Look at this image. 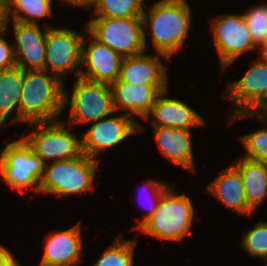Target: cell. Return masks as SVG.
Instances as JSON below:
<instances>
[{"mask_svg":"<svg viewBox=\"0 0 267 266\" xmlns=\"http://www.w3.org/2000/svg\"><path fill=\"white\" fill-rule=\"evenodd\" d=\"M144 0H96L90 7L96 17L129 18L142 17ZM145 3V4H144Z\"/></svg>","mask_w":267,"mask_h":266,"instance_id":"cb8c5ba5","label":"cell"},{"mask_svg":"<svg viewBox=\"0 0 267 266\" xmlns=\"http://www.w3.org/2000/svg\"><path fill=\"white\" fill-rule=\"evenodd\" d=\"M231 164L240 172L247 203L255 212L267 197V164L245 157Z\"/></svg>","mask_w":267,"mask_h":266,"instance_id":"44dd1931","label":"cell"},{"mask_svg":"<svg viewBox=\"0 0 267 266\" xmlns=\"http://www.w3.org/2000/svg\"><path fill=\"white\" fill-rule=\"evenodd\" d=\"M85 34L67 27H49L46 37L45 70L62 81L73 71L75 76L79 77Z\"/></svg>","mask_w":267,"mask_h":266,"instance_id":"9c48e42d","label":"cell"},{"mask_svg":"<svg viewBox=\"0 0 267 266\" xmlns=\"http://www.w3.org/2000/svg\"><path fill=\"white\" fill-rule=\"evenodd\" d=\"M155 141L162 155L182 168L197 172L191 130L153 126Z\"/></svg>","mask_w":267,"mask_h":266,"instance_id":"d6986e66","label":"cell"},{"mask_svg":"<svg viewBox=\"0 0 267 266\" xmlns=\"http://www.w3.org/2000/svg\"><path fill=\"white\" fill-rule=\"evenodd\" d=\"M222 72L242 54L256 50L243 14H223L210 21Z\"/></svg>","mask_w":267,"mask_h":266,"instance_id":"30bf717a","label":"cell"},{"mask_svg":"<svg viewBox=\"0 0 267 266\" xmlns=\"http://www.w3.org/2000/svg\"><path fill=\"white\" fill-rule=\"evenodd\" d=\"M96 0H60L61 5H73L74 7H81L85 9H90Z\"/></svg>","mask_w":267,"mask_h":266,"instance_id":"836d02e7","label":"cell"},{"mask_svg":"<svg viewBox=\"0 0 267 266\" xmlns=\"http://www.w3.org/2000/svg\"><path fill=\"white\" fill-rule=\"evenodd\" d=\"M57 121L34 122L28 124L35 128L30 131L31 133L22 132V138L45 164L50 160L56 162L83 155L82 139L70 132L73 131V127L70 125L69 128L65 127L64 122Z\"/></svg>","mask_w":267,"mask_h":266,"instance_id":"52a82bcc","label":"cell"},{"mask_svg":"<svg viewBox=\"0 0 267 266\" xmlns=\"http://www.w3.org/2000/svg\"><path fill=\"white\" fill-rule=\"evenodd\" d=\"M232 116L228 117V124H232L233 122L235 123V121L244 119V118H251V116L253 117H257L258 119L261 120V122L265 123V128H267V101H264L262 103H259L258 105H256L250 112H239V113H235V114H231Z\"/></svg>","mask_w":267,"mask_h":266,"instance_id":"4dcf8cb0","label":"cell"},{"mask_svg":"<svg viewBox=\"0 0 267 266\" xmlns=\"http://www.w3.org/2000/svg\"><path fill=\"white\" fill-rule=\"evenodd\" d=\"M10 20L39 24L42 18H52V0H7Z\"/></svg>","mask_w":267,"mask_h":266,"instance_id":"603a6c76","label":"cell"},{"mask_svg":"<svg viewBox=\"0 0 267 266\" xmlns=\"http://www.w3.org/2000/svg\"><path fill=\"white\" fill-rule=\"evenodd\" d=\"M115 112L123 111L128 116L145 118L160 91L168 85H131L119 78L111 85Z\"/></svg>","mask_w":267,"mask_h":266,"instance_id":"e0dca14e","label":"cell"},{"mask_svg":"<svg viewBox=\"0 0 267 266\" xmlns=\"http://www.w3.org/2000/svg\"><path fill=\"white\" fill-rule=\"evenodd\" d=\"M259 57L244 76L226 86L223 99L234 103V114L250 112L259 103L267 101V56Z\"/></svg>","mask_w":267,"mask_h":266,"instance_id":"4fadbf2b","label":"cell"},{"mask_svg":"<svg viewBox=\"0 0 267 266\" xmlns=\"http://www.w3.org/2000/svg\"><path fill=\"white\" fill-rule=\"evenodd\" d=\"M143 11L144 44L147 49L145 28L150 29L151 44L158 54L171 59L180 50L192 26V10L188 1L159 0Z\"/></svg>","mask_w":267,"mask_h":266,"instance_id":"6da1fadb","label":"cell"},{"mask_svg":"<svg viewBox=\"0 0 267 266\" xmlns=\"http://www.w3.org/2000/svg\"><path fill=\"white\" fill-rule=\"evenodd\" d=\"M82 224L50 233L46 237L44 253L38 266H79L82 260Z\"/></svg>","mask_w":267,"mask_h":266,"instance_id":"2e32d148","label":"cell"},{"mask_svg":"<svg viewBox=\"0 0 267 266\" xmlns=\"http://www.w3.org/2000/svg\"><path fill=\"white\" fill-rule=\"evenodd\" d=\"M7 30L0 32V71L16 66L13 43L9 44L3 36Z\"/></svg>","mask_w":267,"mask_h":266,"instance_id":"f546056e","label":"cell"},{"mask_svg":"<svg viewBox=\"0 0 267 266\" xmlns=\"http://www.w3.org/2000/svg\"><path fill=\"white\" fill-rule=\"evenodd\" d=\"M26 24L12 21L16 66L23 70H45L46 37L50 24Z\"/></svg>","mask_w":267,"mask_h":266,"instance_id":"5bb4252c","label":"cell"},{"mask_svg":"<svg viewBox=\"0 0 267 266\" xmlns=\"http://www.w3.org/2000/svg\"><path fill=\"white\" fill-rule=\"evenodd\" d=\"M250 36L258 47L264 40L267 32V2L255 5L243 13Z\"/></svg>","mask_w":267,"mask_h":266,"instance_id":"83f0119b","label":"cell"},{"mask_svg":"<svg viewBox=\"0 0 267 266\" xmlns=\"http://www.w3.org/2000/svg\"><path fill=\"white\" fill-rule=\"evenodd\" d=\"M88 32L100 43L109 46L122 57L146 51L142 17H93L87 22Z\"/></svg>","mask_w":267,"mask_h":266,"instance_id":"ba28073f","label":"cell"},{"mask_svg":"<svg viewBox=\"0 0 267 266\" xmlns=\"http://www.w3.org/2000/svg\"><path fill=\"white\" fill-rule=\"evenodd\" d=\"M45 165L22 137L6 144L0 154V175L12 191L32 188L39 193Z\"/></svg>","mask_w":267,"mask_h":266,"instance_id":"8992f818","label":"cell"},{"mask_svg":"<svg viewBox=\"0 0 267 266\" xmlns=\"http://www.w3.org/2000/svg\"><path fill=\"white\" fill-rule=\"evenodd\" d=\"M239 139L246 151L243 157L267 164V128L240 135Z\"/></svg>","mask_w":267,"mask_h":266,"instance_id":"4316f807","label":"cell"},{"mask_svg":"<svg viewBox=\"0 0 267 266\" xmlns=\"http://www.w3.org/2000/svg\"><path fill=\"white\" fill-rule=\"evenodd\" d=\"M23 75L24 70L18 66L0 71L1 127L2 125L4 126V124L9 120V123L11 124L19 122V104L22 91ZM13 113L14 116L12 115Z\"/></svg>","mask_w":267,"mask_h":266,"instance_id":"7402d4cb","label":"cell"},{"mask_svg":"<svg viewBox=\"0 0 267 266\" xmlns=\"http://www.w3.org/2000/svg\"><path fill=\"white\" fill-rule=\"evenodd\" d=\"M194 205L186 194H177L171 187L163 194L155 213L137 230L160 240L180 241L191 234Z\"/></svg>","mask_w":267,"mask_h":266,"instance_id":"3957f363","label":"cell"},{"mask_svg":"<svg viewBox=\"0 0 267 266\" xmlns=\"http://www.w3.org/2000/svg\"><path fill=\"white\" fill-rule=\"evenodd\" d=\"M168 91L169 89L167 88L159 92L144 120L149 121L152 117V126L186 130L207 125L206 120L185 102L176 98H169Z\"/></svg>","mask_w":267,"mask_h":266,"instance_id":"9a60e30c","label":"cell"},{"mask_svg":"<svg viewBox=\"0 0 267 266\" xmlns=\"http://www.w3.org/2000/svg\"><path fill=\"white\" fill-rule=\"evenodd\" d=\"M123 239L121 234L116 237L110 248L107 246L105 252L92 266H135L134 250L138 240Z\"/></svg>","mask_w":267,"mask_h":266,"instance_id":"d4e9b609","label":"cell"},{"mask_svg":"<svg viewBox=\"0 0 267 266\" xmlns=\"http://www.w3.org/2000/svg\"><path fill=\"white\" fill-rule=\"evenodd\" d=\"M75 78L71 94L64 88V109L69 105L66 125L75 129L81 124L96 122L116 113L109 84Z\"/></svg>","mask_w":267,"mask_h":266,"instance_id":"5b68a950","label":"cell"},{"mask_svg":"<svg viewBox=\"0 0 267 266\" xmlns=\"http://www.w3.org/2000/svg\"><path fill=\"white\" fill-rule=\"evenodd\" d=\"M47 70H24L19 122H51L64 110V81Z\"/></svg>","mask_w":267,"mask_h":266,"instance_id":"7a4b0ae2","label":"cell"},{"mask_svg":"<svg viewBox=\"0 0 267 266\" xmlns=\"http://www.w3.org/2000/svg\"><path fill=\"white\" fill-rule=\"evenodd\" d=\"M161 58L169 60L162 54L151 55L146 52L123 57L119 79L131 85H168L167 67Z\"/></svg>","mask_w":267,"mask_h":266,"instance_id":"ac0fdd59","label":"cell"},{"mask_svg":"<svg viewBox=\"0 0 267 266\" xmlns=\"http://www.w3.org/2000/svg\"><path fill=\"white\" fill-rule=\"evenodd\" d=\"M258 49V51H260L261 56L267 55V32L265 33L263 42L258 46Z\"/></svg>","mask_w":267,"mask_h":266,"instance_id":"e575fe53","label":"cell"},{"mask_svg":"<svg viewBox=\"0 0 267 266\" xmlns=\"http://www.w3.org/2000/svg\"><path fill=\"white\" fill-rule=\"evenodd\" d=\"M170 187L171 186L168 183L155 181L153 179H150V180L148 179L144 181V184L142 188L140 189L139 193L143 194L145 192L143 194L144 196L148 194L147 196L149 199V203L146 202L148 206L147 205L145 206V209H147L148 212L142 216V220L141 221L139 220L140 223L134 226L133 227L134 229L137 230L147 219H149L155 213L161 197Z\"/></svg>","mask_w":267,"mask_h":266,"instance_id":"f1b7e54d","label":"cell"},{"mask_svg":"<svg viewBox=\"0 0 267 266\" xmlns=\"http://www.w3.org/2000/svg\"><path fill=\"white\" fill-rule=\"evenodd\" d=\"M100 160L83 154L80 157L49 162L45 165L39 193L58 197L81 195L94 189V176Z\"/></svg>","mask_w":267,"mask_h":266,"instance_id":"277c9868","label":"cell"},{"mask_svg":"<svg viewBox=\"0 0 267 266\" xmlns=\"http://www.w3.org/2000/svg\"><path fill=\"white\" fill-rule=\"evenodd\" d=\"M9 18L7 0H0V32L7 30Z\"/></svg>","mask_w":267,"mask_h":266,"instance_id":"d6a6232c","label":"cell"},{"mask_svg":"<svg viewBox=\"0 0 267 266\" xmlns=\"http://www.w3.org/2000/svg\"><path fill=\"white\" fill-rule=\"evenodd\" d=\"M85 36L82 42V56L79 77L99 83L111 85L120 75V67L123 57L113 51L109 46L100 43L85 27ZM89 39V43L85 46ZM86 47V48H85Z\"/></svg>","mask_w":267,"mask_h":266,"instance_id":"7c38bea8","label":"cell"},{"mask_svg":"<svg viewBox=\"0 0 267 266\" xmlns=\"http://www.w3.org/2000/svg\"><path fill=\"white\" fill-rule=\"evenodd\" d=\"M243 234L241 237L243 249L253 257L264 259L267 264V221H259Z\"/></svg>","mask_w":267,"mask_h":266,"instance_id":"484cf974","label":"cell"},{"mask_svg":"<svg viewBox=\"0 0 267 266\" xmlns=\"http://www.w3.org/2000/svg\"><path fill=\"white\" fill-rule=\"evenodd\" d=\"M19 263L12 253L0 244V266H18Z\"/></svg>","mask_w":267,"mask_h":266,"instance_id":"1f68e13d","label":"cell"},{"mask_svg":"<svg viewBox=\"0 0 267 266\" xmlns=\"http://www.w3.org/2000/svg\"><path fill=\"white\" fill-rule=\"evenodd\" d=\"M207 193L216 197L227 208L245 215L254 211L249 207L240 172L230 164L206 186Z\"/></svg>","mask_w":267,"mask_h":266,"instance_id":"ffe728a7","label":"cell"},{"mask_svg":"<svg viewBox=\"0 0 267 266\" xmlns=\"http://www.w3.org/2000/svg\"><path fill=\"white\" fill-rule=\"evenodd\" d=\"M145 130L142 124H138L135 117L121 114L110 118H102L92 123L90 128L82 134L83 154L90 158L100 160L97 157L102 150L113 148L122 143L130 135Z\"/></svg>","mask_w":267,"mask_h":266,"instance_id":"8fae6325","label":"cell"}]
</instances>
